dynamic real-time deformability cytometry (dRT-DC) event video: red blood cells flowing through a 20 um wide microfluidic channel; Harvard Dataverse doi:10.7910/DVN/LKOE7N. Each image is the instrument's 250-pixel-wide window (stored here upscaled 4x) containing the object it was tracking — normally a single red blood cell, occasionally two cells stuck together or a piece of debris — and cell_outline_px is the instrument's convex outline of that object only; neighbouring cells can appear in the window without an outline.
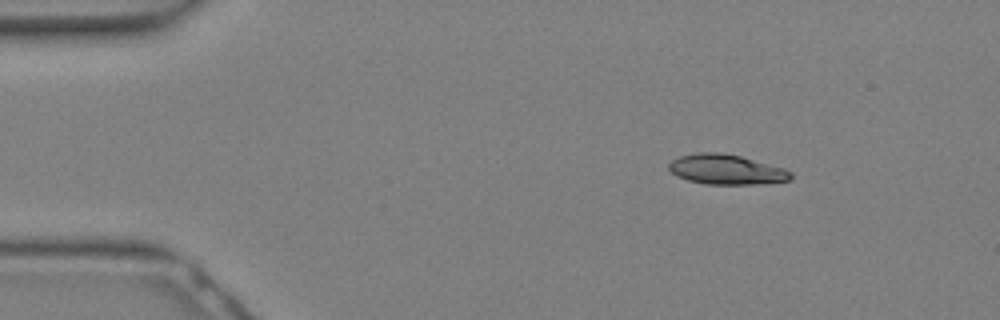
{"species": "Egyptian fruit bat (a non-hibernating species)", "species_latin": "Rousettus aegyptiacus", "temperature_condition": "warm", "stored_images_in_passage": 15, "camera_frame_rate_fps": 3000, "um_per_image_px": 0.085, "animal": {"sex": "female"}, "frame": {"image": 1, "passage_image": 1, "time_ms": 0.0, "image_size_px": [1000, 320], "cell_outline_px": [[792, 180], [756, 184], [704, 184], [688, 180], [676, 176], [668, 168], [668, 164], [672, 160], [680, 156], [696, 152], [720, 152], [740, 156], [784, 168], [792, 172]], "centroid_in_image_um": [61.72, 14.4], "position_along_channel_um": 23.3, "area_um2": 21.33}}
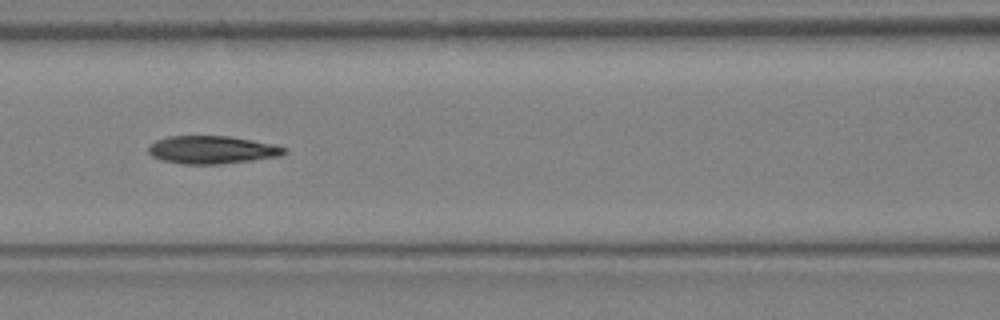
{"frame": {"image": 2, "passage_image": 10, "time_ms": 3.0, "image_size_px": [1000, 320], "cell_outline_px": [[288, 152], [280, 156], [252, 160], [220, 164], [180, 164], [164, 160], [152, 156], [148, 152], [148, 148], [156, 140], [168, 136], [228, 136], [276, 144], [288, 148]], "centroid_in_image_um": [18.07, 12.73], "position_along_channel_um": 148.5, "area_um2": 22.14}}
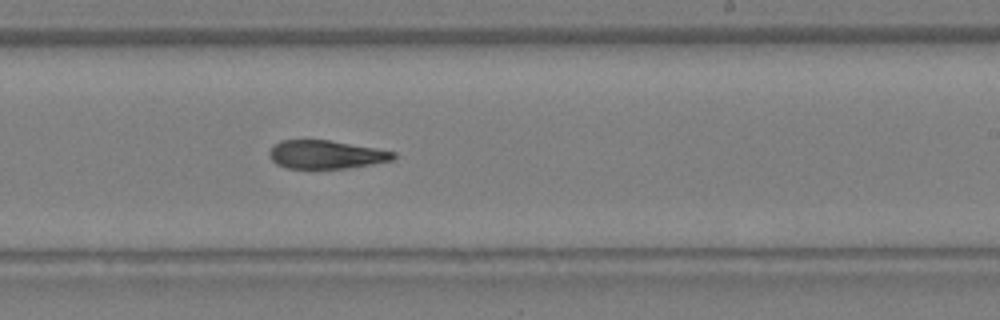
{"frame": {"image": 3, "passage_image": 15, "time_ms": 4.667, "image_size_px": [1000, 320], "cell_outline_px": [[396, 156], [392, 160], [372, 164], [348, 168], [288, 168], [276, 164], [268, 156], [268, 152], [272, 144], [280, 140], [328, 140], [376, 148], [396, 152]], "centroid_in_image_um": [27.67, 13.13], "position_along_channel_um": 261.3, "area_um2": 20.58}}